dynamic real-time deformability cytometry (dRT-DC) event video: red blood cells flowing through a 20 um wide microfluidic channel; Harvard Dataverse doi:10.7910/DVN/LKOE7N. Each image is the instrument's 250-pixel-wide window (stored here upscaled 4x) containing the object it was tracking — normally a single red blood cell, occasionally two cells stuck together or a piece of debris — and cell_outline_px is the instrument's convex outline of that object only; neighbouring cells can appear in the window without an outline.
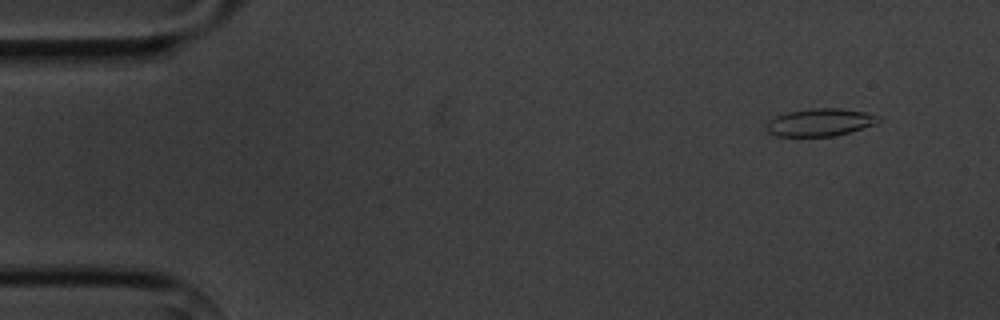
{"species": "common noctule bat (a hibernating species)", "species_latin": "Nyctalus noctula", "temperature_condition": "cold", "stored_images_in_passage": 5, "camera_frame_rate_fps": 3000, "um_per_image_px": 0.085, "animal": {"sex": "male", "body_mass_g": 20.1, "forearm_length_mm": 53.5}, "frame": {"image": 1, "passage_image": 2, "time_ms": 1.0, "image_size_px": [1000, 320], "cell_outline_px": [[880, 120], [876, 124], [836, 136], [776, 136], [768, 132], [768, 120], [776, 116], [788, 112], [812, 108], [836, 108], [864, 112], [880, 116]], "centroid_in_image_um": [69.72, 10.4], "position_along_channel_um": 15.3, "area_um2": 17.86}}